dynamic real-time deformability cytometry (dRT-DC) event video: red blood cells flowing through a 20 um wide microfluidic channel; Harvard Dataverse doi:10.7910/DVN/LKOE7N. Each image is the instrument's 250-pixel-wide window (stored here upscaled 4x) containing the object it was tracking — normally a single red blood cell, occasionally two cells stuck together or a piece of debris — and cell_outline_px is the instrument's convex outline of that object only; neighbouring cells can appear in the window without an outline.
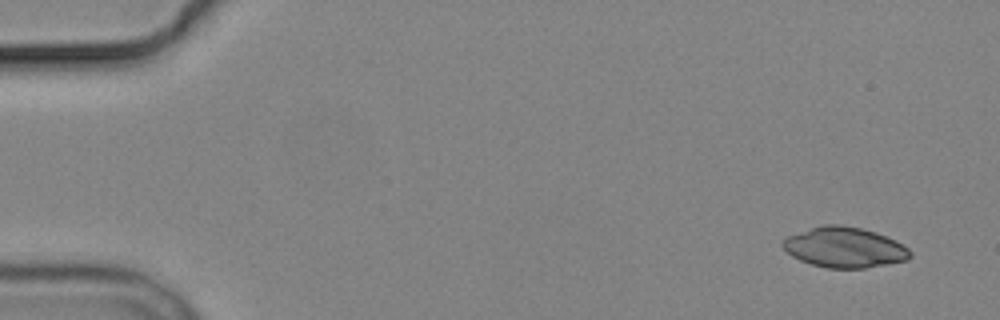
{"species": "common noctule bat (a hibernating species)", "species_latin": "Nyctalus noctula", "temperature_condition": "cold", "stored_images_in_passage": 5, "camera_frame_rate_fps": 3000, "um_per_image_px": 0.085, "animal": {"sex": "male", "body_mass_g": 19.2, "forearm_length_mm": 51.8}, "frame": {"image": 1, "passage_image": 1, "time_ms": 0.0, "image_size_px": [1000, 320], "cell_outline_px": [[912, 256], [908, 260], [888, 264], [864, 268], [828, 268], [812, 264], [800, 260], [792, 256], [780, 244], [788, 236], [824, 224], [840, 224], [860, 228], [876, 232], [896, 240], [904, 244], [912, 252]], "centroid_in_image_um": [71.83, 21.03], "position_along_channel_um": 13.2, "area_um2": 29.94}}